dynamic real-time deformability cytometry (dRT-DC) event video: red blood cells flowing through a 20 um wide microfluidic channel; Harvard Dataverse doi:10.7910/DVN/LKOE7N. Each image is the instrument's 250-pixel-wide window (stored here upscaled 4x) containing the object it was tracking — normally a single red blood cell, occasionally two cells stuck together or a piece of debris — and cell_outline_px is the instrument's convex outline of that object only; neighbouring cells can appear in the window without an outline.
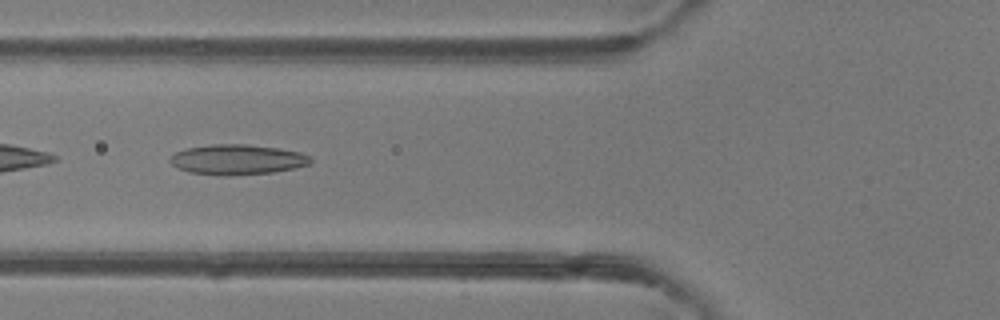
{"species": "common noctule bat (a hibernating species)", "species_latin": "Nyctalus noctula", "temperature_condition": "room temperature", "stored_images_in_passage": 36, "camera_frame_rate_fps": 3000, "um_per_image_px": 0.085, "animal": {"sex": "female"}, "frame": {"image": 1, "passage_image": 6, "time_ms": 1.667, "image_size_px": [1000, 320], "cell_outline_px": [[312, 164], [296, 168], [272, 172], [228, 176], [220, 176], [188, 172], [172, 164], [168, 160], [176, 152], [188, 148], [212, 144], [244, 144], [280, 148], [300, 152], [308, 156], [312, 160]], "centroid_in_image_um": [20.19, 13.57], "position_along_channel_um": 105.6, "area_um2": 24.74}}
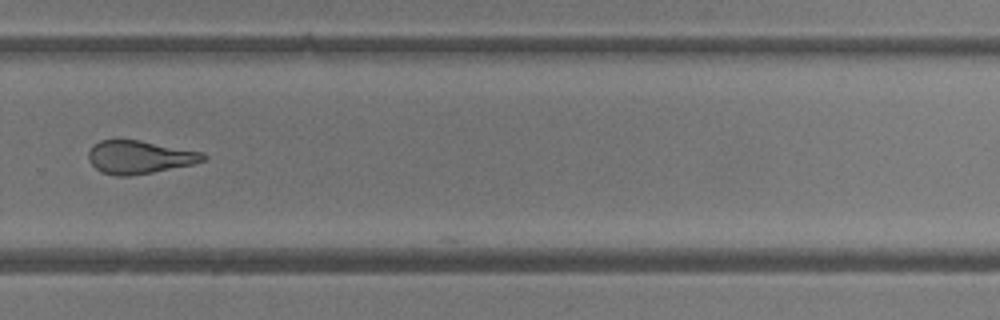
{"frame": {"image": 2, "passage_image": 21, "time_ms": 6.667, "image_size_px": [1000, 320], "cell_outline_px": [[208, 156], [204, 160], [192, 164], [152, 172], [128, 176], [116, 176], [100, 172], [88, 160], [88, 152], [92, 144], [100, 140], [140, 140], [204, 152]], "centroid_in_image_um": [11.83, 13.35], "position_along_channel_um": 318.0, "area_um2": 22.2}, "authors_computed_cell_mechanics": {"area_um2": 22.8888, "velocity_mm_per_s": 4.257, "shape_relaxation_time_tau1_ms": null, "shape_relaxation_time_tau2_ms": 2.5952, "deformation_change_tau1": null, "deformation_change_tau2": 0.1351}}